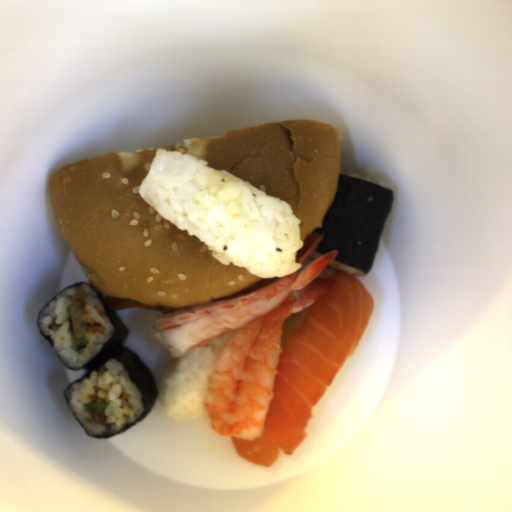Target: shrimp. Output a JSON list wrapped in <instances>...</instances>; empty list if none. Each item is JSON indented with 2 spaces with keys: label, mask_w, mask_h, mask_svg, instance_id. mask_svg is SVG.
I'll list each match as a JSON object with an SVG mask.
<instances>
[{
  "label": "shrimp",
  "mask_w": 512,
  "mask_h": 512,
  "mask_svg": "<svg viewBox=\"0 0 512 512\" xmlns=\"http://www.w3.org/2000/svg\"><path fill=\"white\" fill-rule=\"evenodd\" d=\"M324 236L317 232H311L303 241V246L297 250L295 254L294 263L301 265L309 256L316 251L318 243Z\"/></svg>",
  "instance_id": "fd3e3c34"
},
{
  "label": "shrimp",
  "mask_w": 512,
  "mask_h": 512,
  "mask_svg": "<svg viewBox=\"0 0 512 512\" xmlns=\"http://www.w3.org/2000/svg\"><path fill=\"white\" fill-rule=\"evenodd\" d=\"M338 250L313 260L298 274L274 278L249 292L159 315L151 340L177 358L229 331L208 376L201 416L219 438L257 440L273 400L285 320L330 291L318 277ZM298 274V275H297Z\"/></svg>",
  "instance_id": "a79e029a"
}]
</instances>
